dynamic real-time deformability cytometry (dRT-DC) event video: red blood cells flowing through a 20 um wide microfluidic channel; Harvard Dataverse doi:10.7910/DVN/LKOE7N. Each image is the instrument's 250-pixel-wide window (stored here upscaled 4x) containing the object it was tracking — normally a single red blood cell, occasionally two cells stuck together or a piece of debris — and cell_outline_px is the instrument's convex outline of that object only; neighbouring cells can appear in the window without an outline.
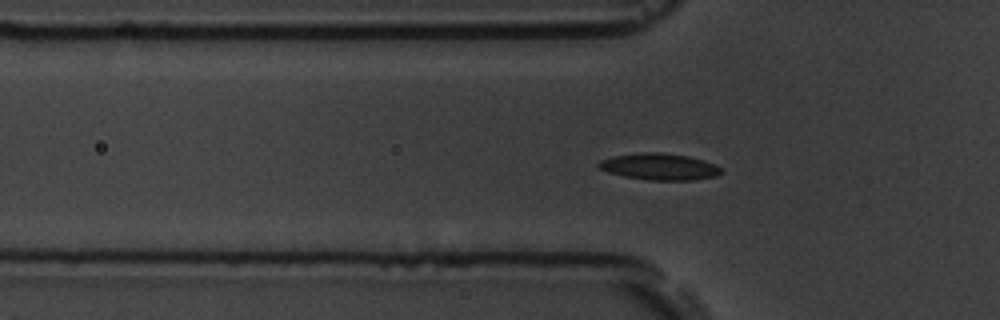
{"species": "common noctule bat (a hibernating species)", "species_latin": "Nyctalus noctula", "temperature_condition": "room temperature", "stored_images_in_passage": 46, "camera_frame_rate_fps": 3000, "um_per_image_px": 0.085, "animal": {"sex": "male", "body_mass_g": 19.5, "forearm_length_mm": 54.6}, "frame": {"image": 1, "passage_image": 8, "time_ms": 2.333, "image_size_px": [1000, 320], "cell_outline_px": [[724, 172], [716, 176], [692, 180], [648, 180], [624, 176], [608, 172], [600, 168], [596, 164], [600, 160], [612, 156], [644, 152], [660, 152], [688, 156], [704, 160], [716, 164]], "centroid_in_image_um": [56.06, 14.16], "position_along_channel_um": 69.7, "area_um2": 19.02}}
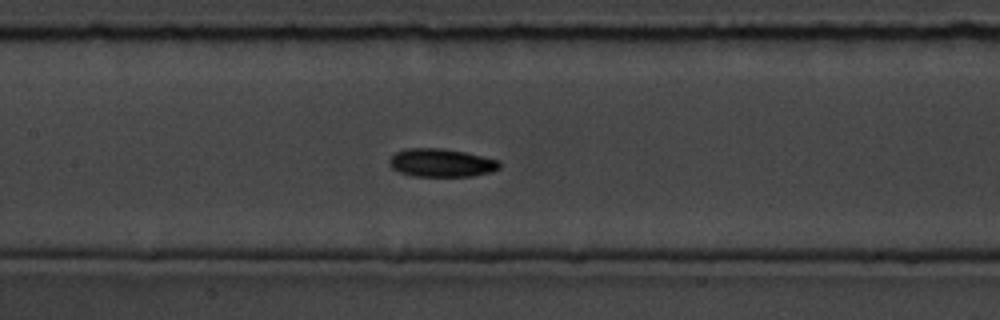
{"frame": {"image": 2, "passage_image": 16, "time_ms": 5.0, "image_size_px": [1000, 320], "cell_outline_px": [[500, 168], [492, 172], [472, 176], [412, 176], [400, 172], [392, 168], [388, 164], [388, 160], [396, 152], [404, 148], [444, 148], [464, 152], [500, 160]], "centroid_in_image_um": [37.51, 13.83], "position_along_channel_um": 169.9, "area_um2": 18.26}}
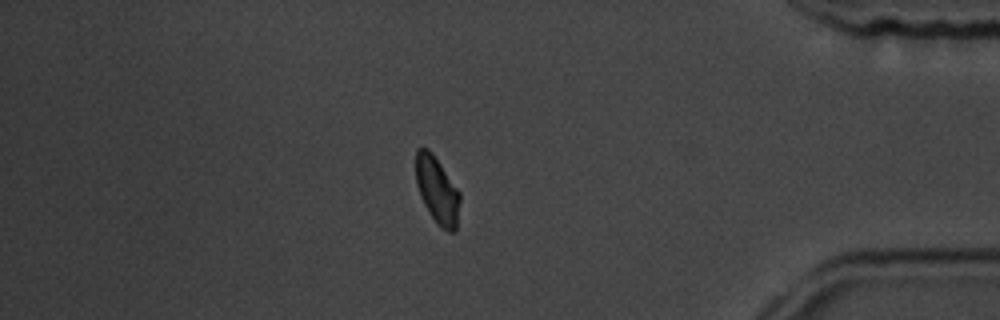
{"frame": {"image": 3, "passage_image": 37, "time_ms": 12.0, "image_size_px": [1000, 320], "cell_outline_px": [[460, 200], [456, 232], [448, 232], [440, 228], [428, 212], [420, 196], [416, 184], [416, 148], [428, 148], [432, 152], [460, 192]], "centroid_in_image_um": [37.16, 16.19], "position_along_channel_um": 398.0, "area_um2": 17.34}, "authors_computed_cell_mechanics": {"area_um2": 17.5134, "velocity_mm_per_s": 3.7625, "shape_relaxation_time_tau1_ms": 3.9227, "shape_relaxation_time_tau2_ms": 7.7746, "deformation_change_tau1": 0.1109, "deformation_change_tau2": 0.1154}}